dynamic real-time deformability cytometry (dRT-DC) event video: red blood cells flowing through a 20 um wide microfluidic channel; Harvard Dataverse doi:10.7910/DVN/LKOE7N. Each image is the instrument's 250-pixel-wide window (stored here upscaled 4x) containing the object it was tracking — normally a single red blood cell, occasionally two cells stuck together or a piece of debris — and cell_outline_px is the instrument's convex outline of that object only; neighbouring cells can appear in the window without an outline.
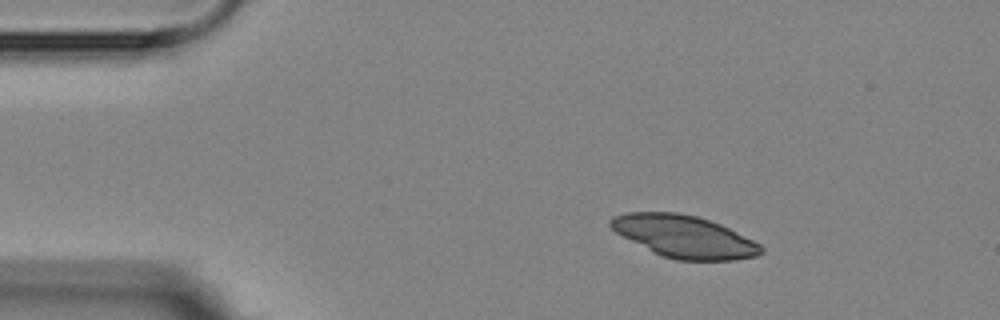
{"species": "Egyptian fruit bat (a non-hibernating species)", "species_latin": "Rousettus aegyptiacus", "temperature_condition": "room temperature", "stored_images_in_passage": 3, "camera_frame_rate_fps": 3000, "um_per_image_px": 0.085, "animal": {"sex": "female"}, "frame": {"image": 1, "passage_image": 1, "time_ms": 0.0, "image_size_px": [1000, 320], "cell_outline_px": [[764, 252], [756, 256], [736, 260], [676, 260], [660, 256], [652, 252], [616, 232], [608, 224], [608, 220], [612, 216], [628, 212], [676, 212], [696, 216], [720, 224], [760, 244], [764, 248]], "centroid_in_image_um": [58.14, 20.11], "position_along_channel_um": 26.9, "area_um2": 36.93}}